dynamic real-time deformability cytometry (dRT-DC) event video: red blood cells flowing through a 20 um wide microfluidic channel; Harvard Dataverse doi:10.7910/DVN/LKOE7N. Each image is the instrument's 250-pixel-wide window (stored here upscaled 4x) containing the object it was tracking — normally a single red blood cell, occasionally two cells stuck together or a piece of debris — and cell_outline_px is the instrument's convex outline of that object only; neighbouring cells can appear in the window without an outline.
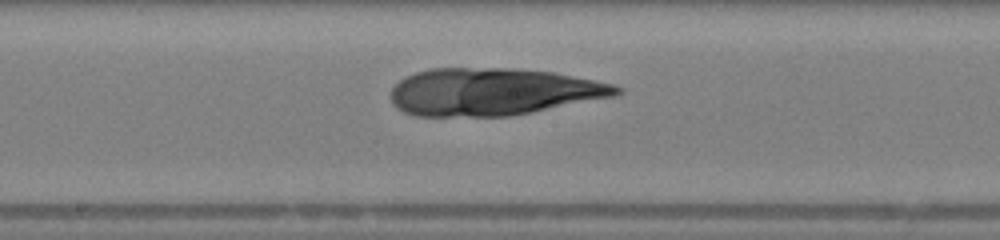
{"species": "human", "species_latin": "Homo sapiens", "temperature_condition": "warm", "stored_images_in_passage": 33, "camera_frame_rate_fps": 3000, "um_per_image_px": 0.085, "donor": {"sex": "female"}, "frame": {"image": 1, "passage_image": 17, "time_ms": 5.333, "image_size_px": [1000, 240], "cell_outline_px": [[624, 92], [612, 96], [508, 116], [416, 116], [404, 112], [396, 108], [392, 104], [392, 88], [400, 80], [416, 72], [432, 68], [512, 68], [552, 72], [612, 84], [624, 88]], "centroid_in_image_um": [41.85, 7.8], "position_along_channel_um": 206.3, "area_um2": 61.67}}
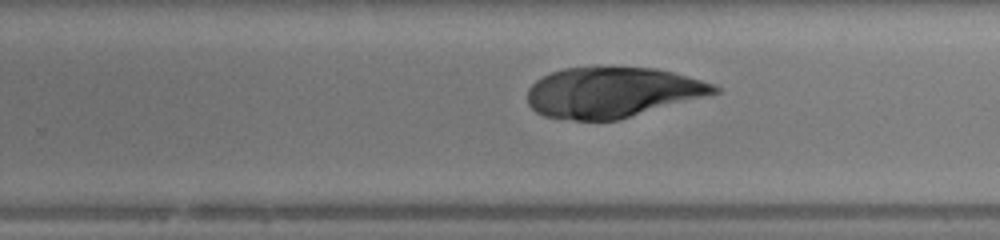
{"frame": {"image": 2, "passage_image": 22, "time_ms": 7.0, "image_size_px": [1000, 240], "cell_outline_px": [[720, 92], [616, 120], [572, 120], [544, 116], [536, 112], [528, 104], [528, 88], [536, 80], [552, 72], [564, 68], [596, 64], [656, 68], [672, 72], [700, 80], [712, 84], [720, 88]], "centroid_in_image_um": [51.99, 7.8], "position_along_channel_um": 277.8, "area_um2": 55.37}}